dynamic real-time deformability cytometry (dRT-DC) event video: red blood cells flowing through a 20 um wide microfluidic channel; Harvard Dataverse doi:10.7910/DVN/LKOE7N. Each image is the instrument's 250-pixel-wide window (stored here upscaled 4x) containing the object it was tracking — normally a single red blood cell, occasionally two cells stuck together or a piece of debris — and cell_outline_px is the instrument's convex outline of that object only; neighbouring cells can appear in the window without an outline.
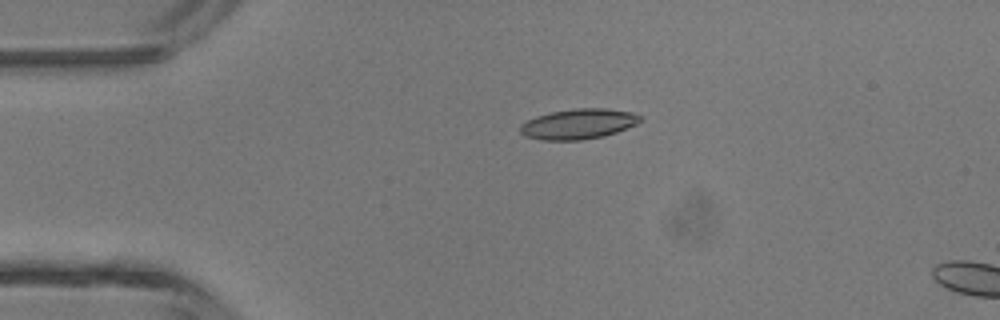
{"species": "common noctule bat (a hibernating species)", "species_latin": "Nyctalus noctula", "temperature_condition": "room temperature", "stored_images_in_passage": 4, "camera_frame_rate_fps": 3000, "um_per_image_px": 0.085, "animal": {"sex": "male", "body_mass_g": 13.3}, "frame": {"image": 1, "passage_image": 3, "time_ms": 2.333, "image_size_px": [1000, 320], "cell_outline_px": [[640, 120], [636, 124], [616, 132], [604, 136], [580, 140], [544, 140], [524, 136], [520, 132], [520, 124], [536, 116], [552, 112], [572, 108], [608, 108], [632, 112], [640, 116]], "centroid_in_image_um": [49.14, 10.53], "position_along_channel_um": 35.9, "area_um2": 21.1}}